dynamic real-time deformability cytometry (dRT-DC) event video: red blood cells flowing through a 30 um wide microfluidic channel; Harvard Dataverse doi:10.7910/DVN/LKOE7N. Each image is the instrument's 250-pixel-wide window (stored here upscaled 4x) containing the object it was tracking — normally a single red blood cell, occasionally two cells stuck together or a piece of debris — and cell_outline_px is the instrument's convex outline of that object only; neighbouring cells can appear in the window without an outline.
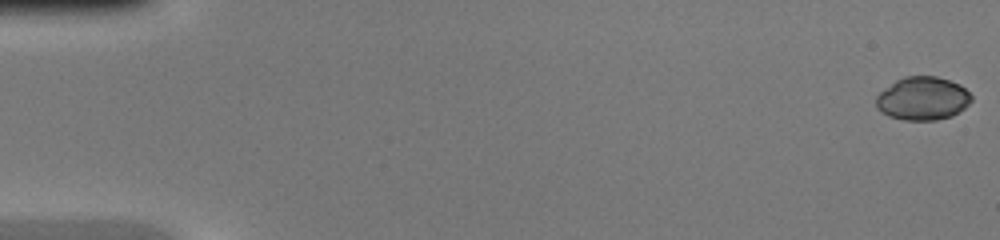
{"species": "common noctule bat (a hibernating species)", "species_latin": "Nyctalus noctula", "temperature_condition": "warm", "stored_images_in_passage": 47, "camera_frame_rate_fps": 3000, "um_per_image_px": 0.085, "animal": {"sex": "female", "body_mass_g": 20.0, "forearm_length_mm": 54.0}, "frame": {"image": 1, "passage_image": 1, "time_ms": 0.0, "image_size_px": [1000, 240], "cell_outline_px": [[972, 100], [964, 108], [952, 116], [936, 120], [904, 120], [888, 116], [880, 112], [876, 108], [876, 96], [884, 88], [896, 80], [904, 76], [936, 76], [960, 84], [972, 96]], "centroid_in_image_um": [78.4, 8.37], "position_along_channel_um": 6.6, "area_um2": 24.16}}
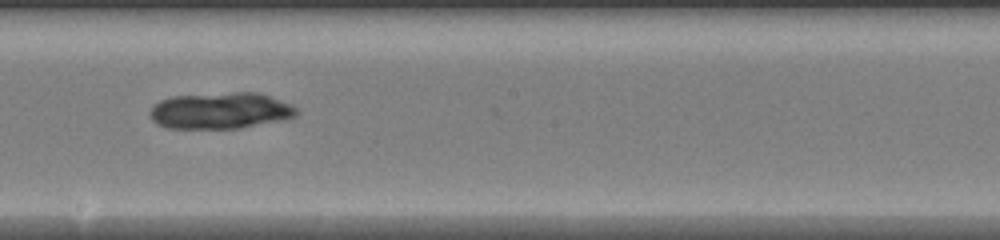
{"frame": {"image": 2, "passage_image": 27, "time_ms": 8.667, "image_size_px": [1000, 240], "cell_outline_px": [[296, 116], [284, 120], [240, 128], [168, 128], [156, 124], [152, 120], [148, 112], [160, 100], [172, 96], [232, 92], [256, 92], [292, 104], [296, 108]], "centroid_in_image_um": [18.73, 9.41], "position_along_channel_um": 229.5, "area_um2": 31.1}}
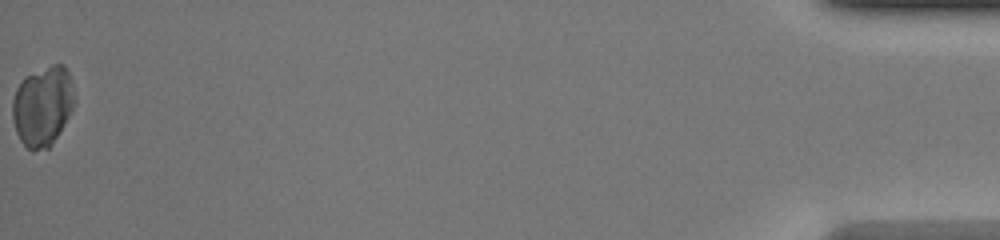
{"frame": {"image": 3, "passage_image": 47, "time_ms": 15.333, "image_size_px": [1000, 240], "cell_outline_px": [[76, 100], [64, 124], [52, 144], [48, 148], [32, 152], [20, 140], [16, 132], [12, 116], [12, 100], [16, 88], [24, 76], [52, 64], [64, 64], [68, 72], [76, 96]], "centroid_in_image_um": [3.62, 9.0], "position_along_channel_um": 431.6, "area_um2": 29.07}}